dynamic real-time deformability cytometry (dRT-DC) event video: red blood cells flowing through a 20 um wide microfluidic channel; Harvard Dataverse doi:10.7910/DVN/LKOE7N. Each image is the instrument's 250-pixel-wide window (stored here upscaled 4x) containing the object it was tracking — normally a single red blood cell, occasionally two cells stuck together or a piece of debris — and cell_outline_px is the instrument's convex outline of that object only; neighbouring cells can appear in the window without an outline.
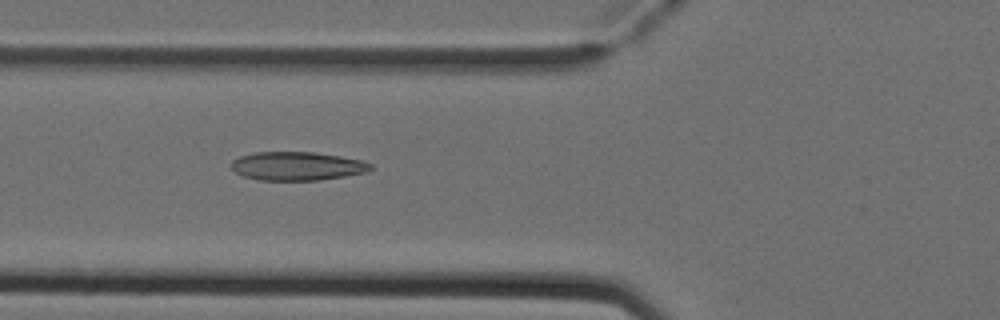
{"species": "Egyptian fruit bat (a non-hibernating species)", "species_latin": "Rousettus aegyptiacus", "temperature_condition": "cold", "stored_images_in_passage": 5, "camera_frame_rate_fps": 3000, "um_per_image_px": 0.085, "animal": {"sex": "female"}, "frame": {"image": 1, "passage_image": 4, "time_ms": 1.0, "image_size_px": [1000, 320], "cell_outline_px": [[372, 168], [368, 172], [320, 180], [260, 180], [244, 176], [236, 172], [232, 168], [232, 160], [240, 156], [256, 152], [312, 152], [340, 156], [364, 160], [372, 164]], "centroid_in_image_um": [25.29, 14.11], "position_along_channel_um": 100.5, "area_um2": 23.18}}
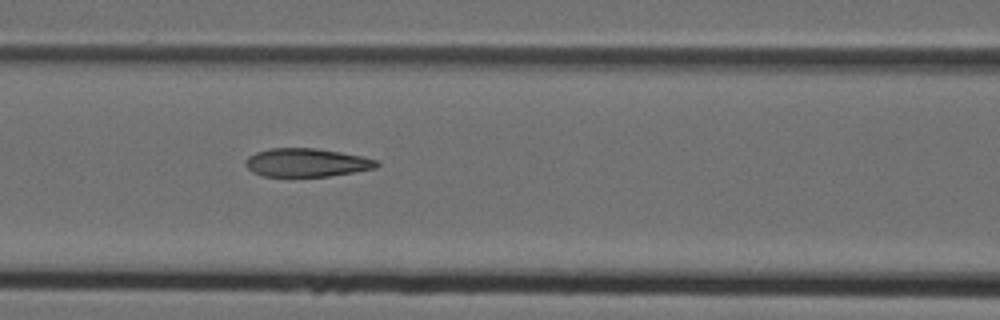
{"frame": {"image": 2, "passage_image": 5, "time_ms": 1.333, "image_size_px": [1000, 320], "cell_outline_px": [[380, 164], [376, 168], [328, 176], [264, 176], [252, 172], [244, 164], [244, 160], [248, 156], [256, 152], [268, 148], [316, 148], [340, 152], [360, 156], [376, 160]], "centroid_in_image_um": [26.01, 13.81], "position_along_channel_um": 140.6, "area_um2": 21.62}}